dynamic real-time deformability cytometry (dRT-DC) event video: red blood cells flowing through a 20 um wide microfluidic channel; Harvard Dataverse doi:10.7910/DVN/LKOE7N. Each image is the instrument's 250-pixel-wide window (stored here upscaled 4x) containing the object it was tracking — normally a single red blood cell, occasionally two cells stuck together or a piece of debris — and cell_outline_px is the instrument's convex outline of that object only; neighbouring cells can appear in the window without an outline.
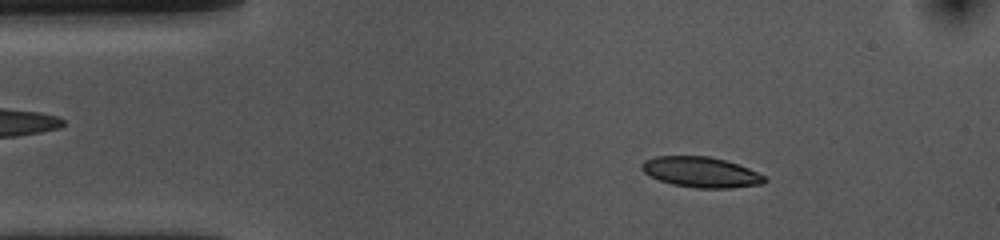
{"species": "common noctule bat (a hibernating species)", "species_latin": "Nyctalus noctula", "temperature_condition": "cold", "stored_images_in_passage": 54, "camera_frame_rate_fps": 3000, "um_per_image_px": 0.085, "animal": {"sex": "female", "body_mass_g": 10.0, "forearm_length_mm": 53.1}, "frame": {"image": 1, "passage_image": 7, "time_ms": 2.0, "image_size_px": [1000, 240], "cell_outline_px": [[768, 180], [760, 184], [732, 188], [696, 188], [672, 184], [660, 180], [644, 172], [640, 168], [640, 164], [644, 160], [656, 156], [708, 156], [724, 160], [748, 168], [768, 176]], "centroid_in_image_um": [59.6, 14.63], "position_along_channel_um": 25.4, "area_um2": 21.79}}
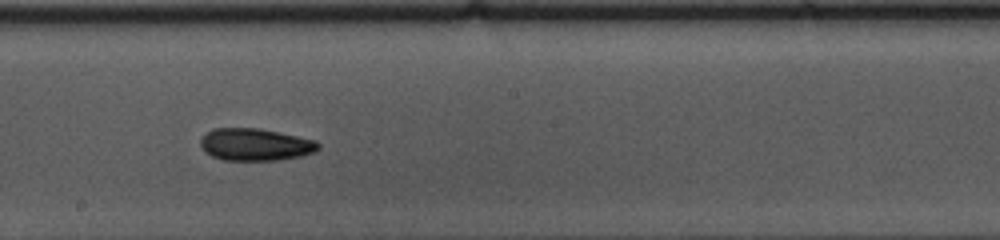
{"frame": {"image": 2, "passage_image": 28, "time_ms": 9.0, "image_size_px": [1000, 240], "cell_outline_px": [[320, 148], [316, 152], [300, 156], [276, 160], [224, 160], [212, 156], [200, 144], [200, 140], [212, 128], [256, 128], [316, 140], [320, 144]], "centroid_in_image_um": [21.73, 12.29], "position_along_channel_um": 226.5, "area_um2": 21.85}}
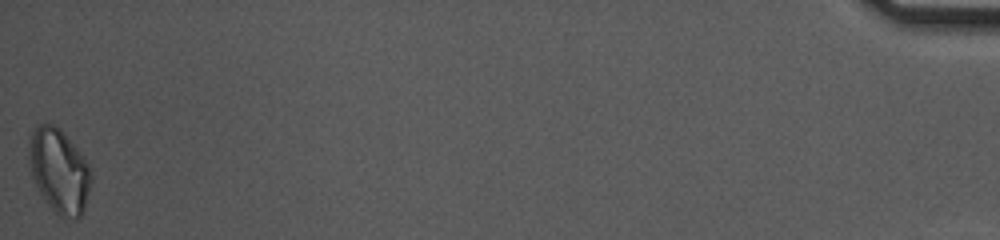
{"frame": {"image": 3, "passage_image": 54, "time_ms": 17.667, "image_size_px": [1000, 240], "cell_outline_px": [[92, 180], [84, 208], [80, 216], [76, 220], [64, 220], [44, 200], [32, 176], [28, 164], [28, 140], [36, 124], [52, 124], [60, 128], [64, 132], [80, 152], [88, 164], [92, 172]], "centroid_in_image_um": [5.02, 14.52], "position_along_channel_um": 430.2, "area_um2": 30.87}, "authors_computed_cell_mechanics": {"area_um2": 21.8195, "velocity_mm_per_s": 3.5488, "shape_relaxation_time_tau1_ms": 6.6744, "shape_relaxation_time_tau2_ms": null, "deformation_change_tau1": 0.1321, "deformation_change_tau2": null}}